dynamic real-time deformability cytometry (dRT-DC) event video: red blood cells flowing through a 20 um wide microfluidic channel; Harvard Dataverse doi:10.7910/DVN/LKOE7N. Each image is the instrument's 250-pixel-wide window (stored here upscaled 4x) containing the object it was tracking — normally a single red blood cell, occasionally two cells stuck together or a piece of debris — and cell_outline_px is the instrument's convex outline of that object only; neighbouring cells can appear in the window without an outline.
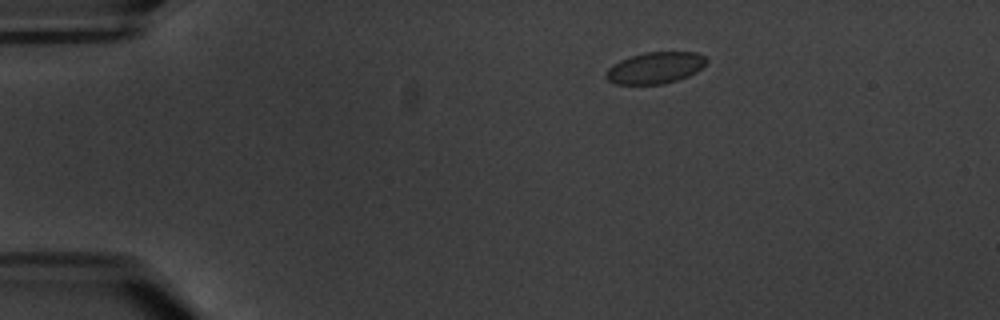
{"species": "common noctule bat (a hibernating species)", "species_latin": "Nyctalus noctula", "temperature_condition": "warm", "stored_images_in_passage": 3, "camera_frame_rate_fps": 3000, "um_per_image_px": 0.085, "animal": {"sex": "male", "body_mass_g": 20.1, "forearm_length_mm": 53.5}, "frame": {"image": 1, "passage_image": 1, "time_ms": 0.0, "image_size_px": [1000, 320], "cell_outline_px": [[708, 64], [696, 72], [688, 76], [664, 84], [616, 84], [608, 80], [604, 76], [604, 72], [612, 64], [620, 60], [644, 52], [696, 52], [704, 56], [708, 60]], "centroid_in_image_um": [55.69, 5.76], "position_along_channel_um": 29.3, "area_um2": 18.61}}